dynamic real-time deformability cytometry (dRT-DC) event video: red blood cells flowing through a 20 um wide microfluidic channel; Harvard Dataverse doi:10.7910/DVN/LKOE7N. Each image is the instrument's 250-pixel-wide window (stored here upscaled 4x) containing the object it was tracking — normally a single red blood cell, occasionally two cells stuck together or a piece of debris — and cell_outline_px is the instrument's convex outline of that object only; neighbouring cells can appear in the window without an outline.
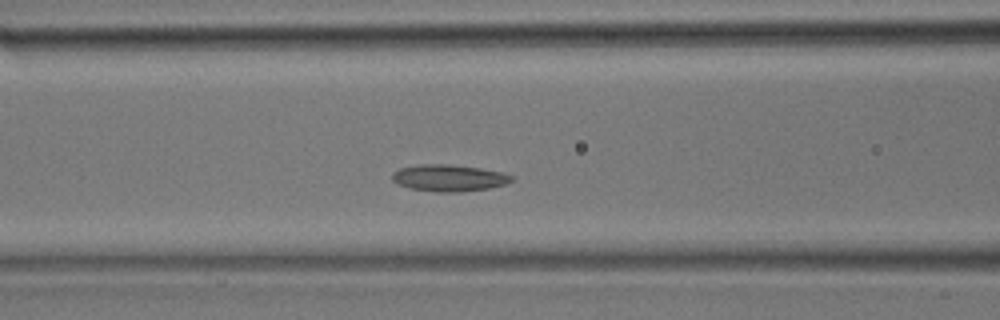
{"species": "common noctule bat (a hibernating species)", "species_latin": "Nyctalus noctula", "temperature_condition": "room temperature", "stored_images_in_passage": 32, "camera_frame_rate_fps": 3000, "um_per_image_px": 0.085, "animal": {"sex": "male", "body_mass_g": 17.9}, "frame": {"image": 1, "passage_image": 11, "time_ms": 3.333, "image_size_px": [1000, 320], "cell_outline_px": [[512, 180], [504, 184], [488, 188], [460, 192], [436, 192], [408, 188], [396, 184], [392, 180], [392, 172], [400, 168], [416, 164], [448, 164], [480, 168], [500, 172], [512, 176]], "centroid_in_image_um": [38.07, 15.12], "position_along_channel_um": 128.5, "area_um2": 18.61}}
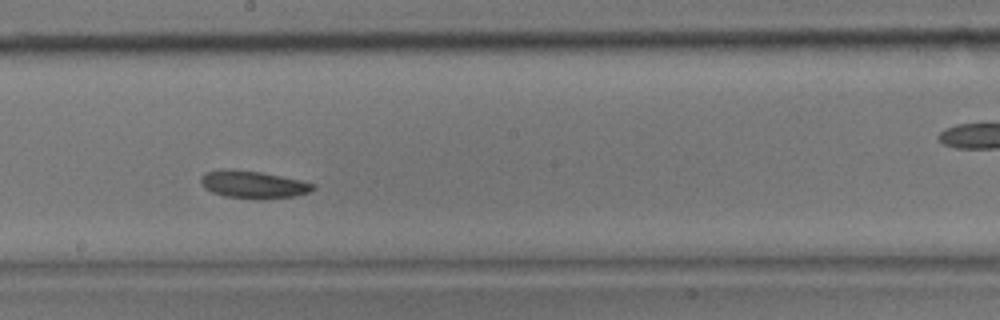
{"frame": {"image": 2, "passage_image": 16, "time_ms": 5.0, "image_size_px": [1000, 320], "cell_outline_px": [[316, 188], [308, 192], [292, 196], [260, 200], [256, 200], [224, 196], [212, 192], [204, 188], [200, 184], [200, 176], [204, 172], [260, 172], [300, 180], [316, 184]], "centroid_in_image_um": [21.56, 15.74], "position_along_channel_um": 226.6, "area_um2": 17.4}}
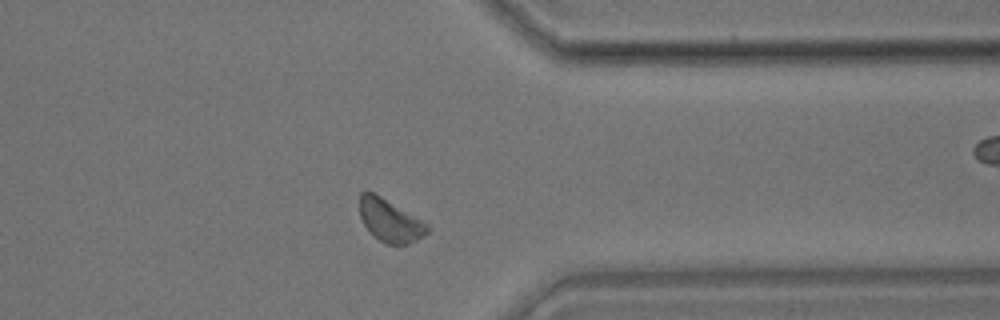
{"frame": {"image": 3, "passage_image": 24, "time_ms": 7.667, "image_size_px": [1000, 320], "cell_outline_px": [[432, 228], [424, 236], [408, 244], [388, 244], [372, 236], [364, 224], [360, 216], [360, 192], [372, 192], [380, 196], [428, 224]], "centroid_in_image_um": [33.16, 18.77], "position_along_channel_um": 378.2, "area_um2": 16.59}}